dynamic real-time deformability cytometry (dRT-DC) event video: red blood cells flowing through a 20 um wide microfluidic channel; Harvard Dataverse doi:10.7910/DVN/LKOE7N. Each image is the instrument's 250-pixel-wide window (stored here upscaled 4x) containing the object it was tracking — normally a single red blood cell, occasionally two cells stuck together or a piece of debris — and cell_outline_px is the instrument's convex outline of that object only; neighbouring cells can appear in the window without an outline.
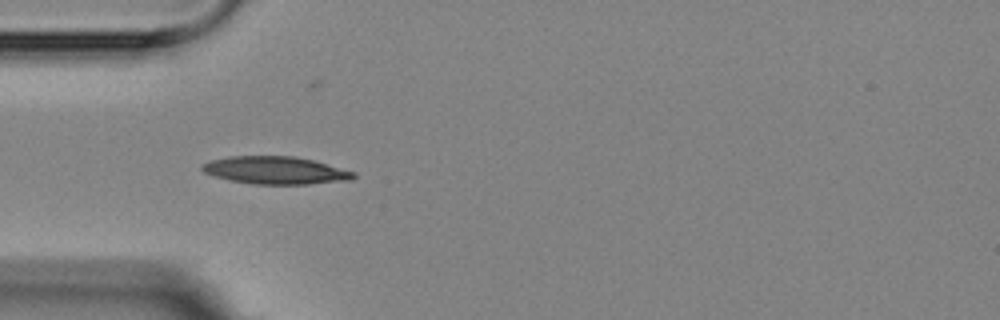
{"species": "Egyptian fruit bat (a non-hibernating species)", "species_latin": "Rousettus aegyptiacus", "temperature_condition": "room temperature", "stored_images_in_passage": 1, "camera_frame_rate_fps": 3000, "um_per_image_px": 0.085, "animal": {"sex": "female"}, "frame": {"image": 1, "passage_image": 1, "time_ms": 0.0, "image_size_px": [1000, 320], "cell_outline_px": [[356, 176], [352, 180], [308, 184], [252, 184], [232, 180], [216, 176], [204, 172], [200, 168], [204, 164], [212, 160], [228, 156], [292, 156], [312, 160], [356, 172]], "centroid_in_image_um": [23.45, 14.48], "position_along_channel_um": 61.5, "area_um2": 24.16}}